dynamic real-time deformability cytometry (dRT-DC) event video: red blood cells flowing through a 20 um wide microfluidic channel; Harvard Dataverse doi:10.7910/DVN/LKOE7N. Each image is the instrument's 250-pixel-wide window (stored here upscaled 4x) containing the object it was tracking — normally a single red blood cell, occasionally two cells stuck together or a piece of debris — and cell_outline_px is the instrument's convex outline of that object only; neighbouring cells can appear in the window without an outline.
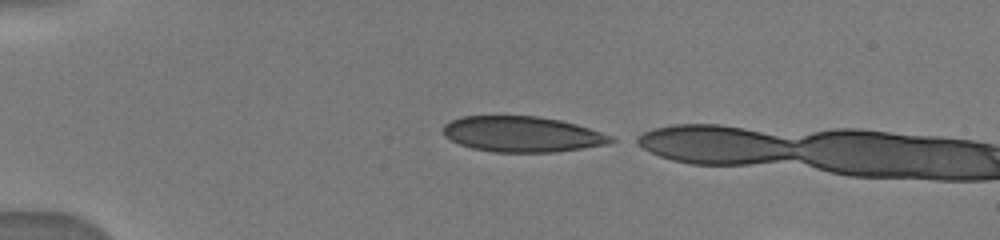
{"species": "human", "species_latin": "Homo sapiens", "temperature_condition": "warm", "stored_images_in_passage": 5, "camera_frame_rate_fps": 3000, "um_per_image_px": 0.085, "donor": {"sex": "male"}, "frame": {"image": 1, "passage_image": 1, "time_ms": 0.0, "image_size_px": [1000, 240], "cell_outline_px": [[616, 140], [608, 144], [556, 152], [492, 152], [472, 148], [460, 144], [444, 136], [440, 132], [440, 128], [444, 124], [460, 116], [536, 116], [560, 120], [576, 124], [616, 136]], "centroid_in_image_um": [44.38, 11.4], "position_along_channel_um": 40.6, "area_um2": 35.14}}